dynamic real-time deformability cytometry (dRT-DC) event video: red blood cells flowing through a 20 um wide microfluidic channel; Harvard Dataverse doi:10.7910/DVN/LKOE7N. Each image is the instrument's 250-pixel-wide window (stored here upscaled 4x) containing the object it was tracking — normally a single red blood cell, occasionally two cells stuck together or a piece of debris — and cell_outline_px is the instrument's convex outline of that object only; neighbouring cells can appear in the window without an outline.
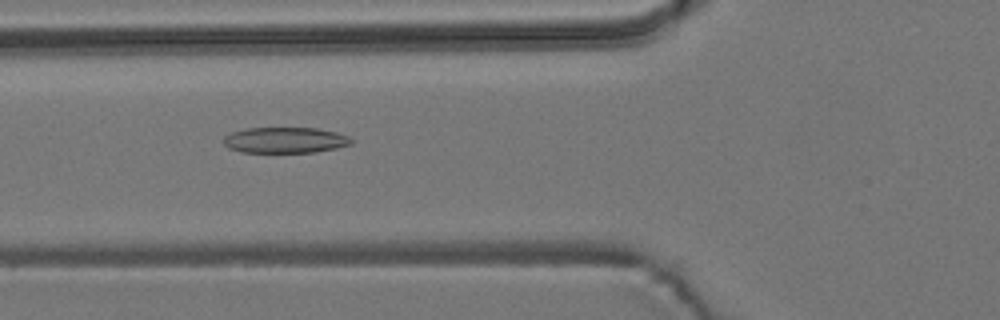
{"species": "common noctule bat (a hibernating species)", "species_latin": "Nyctalus noctula", "temperature_condition": "room temperature", "stored_images_in_passage": 36, "camera_frame_rate_fps": 3000, "um_per_image_px": 0.085, "animal": {"sex": "male", "body_mass_g": 19.2, "forearm_length_mm": 51.8}, "frame": {"image": 1, "passage_image": 7, "time_ms": 2.0, "image_size_px": [1000, 320], "cell_outline_px": [[352, 144], [336, 148], [316, 152], [240, 152], [228, 148], [224, 144], [224, 136], [232, 132], [244, 128], [316, 128], [336, 132], [348, 136], [352, 140]], "centroid_in_image_um": [24.22, 11.91], "position_along_channel_um": 101.6, "area_um2": 19.25}}
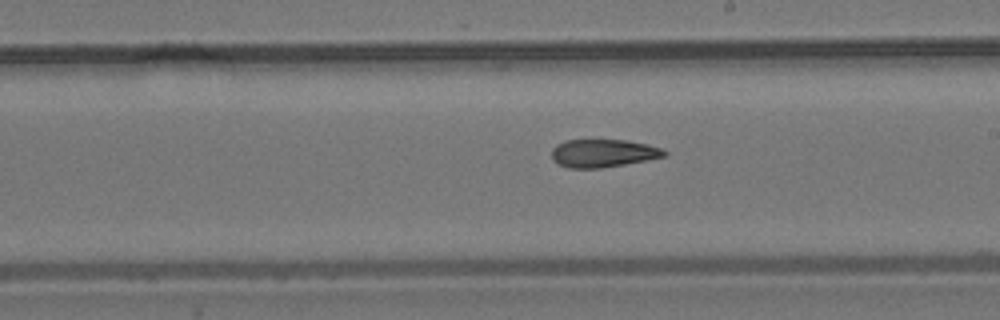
{"frame": {"image": 2, "passage_image": 18, "time_ms": 5.667, "image_size_px": [1000, 320], "cell_outline_px": [[668, 156], [648, 160], [600, 168], [568, 168], [556, 164], [552, 160], [552, 148], [556, 144], [564, 140], [624, 140], [648, 144], [660, 148], [668, 152]], "centroid_in_image_um": [51.25, 13.03], "position_along_channel_um": 237.8, "area_um2": 18.55}}
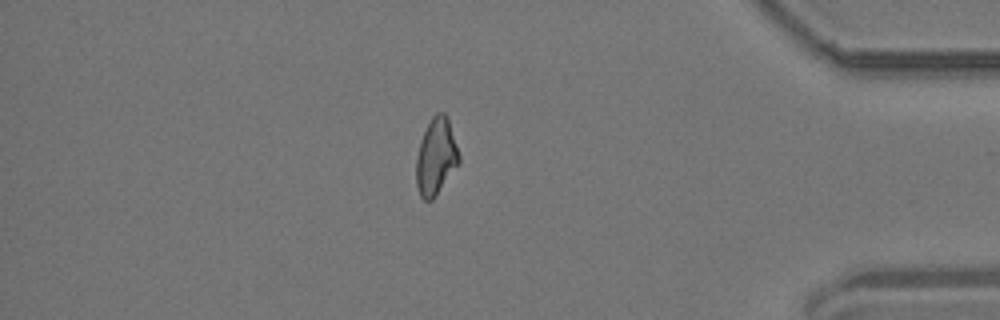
{"frame": {"image": 3, "passage_image": 34, "time_ms": 11.0, "image_size_px": [1000, 320], "cell_outline_px": [[460, 164], [432, 200], [424, 200], [420, 196], [416, 184], [416, 156], [420, 140], [432, 116], [436, 112], [444, 112], [448, 116], [460, 156]], "centroid_in_image_um": [37.07, 13.3], "position_along_channel_um": 398.1, "area_um2": 19.36}}